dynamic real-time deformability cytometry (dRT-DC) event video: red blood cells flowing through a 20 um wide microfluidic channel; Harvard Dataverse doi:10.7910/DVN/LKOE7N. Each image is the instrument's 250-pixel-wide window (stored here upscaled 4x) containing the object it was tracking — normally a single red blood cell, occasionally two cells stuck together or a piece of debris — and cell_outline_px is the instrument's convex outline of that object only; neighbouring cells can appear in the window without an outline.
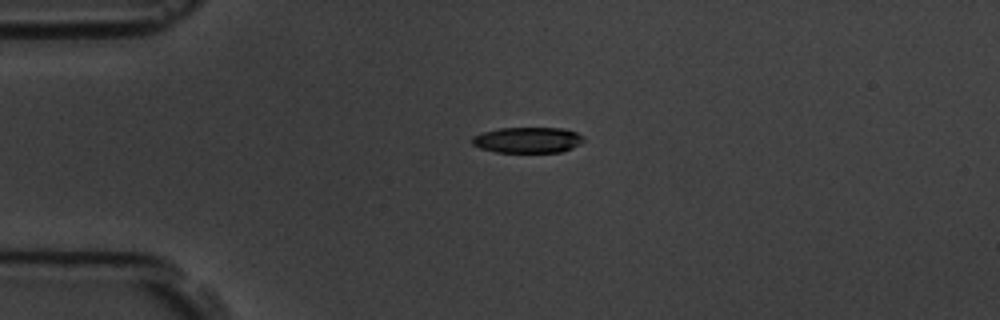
{"species": "common noctule bat (a hibernating species)", "species_latin": "Nyctalus noctula", "temperature_condition": "room temperature", "stored_images_in_passage": 2, "camera_frame_rate_fps": 3000, "um_per_image_px": 0.085, "animal": {"sex": "male", "body_mass_g": 19.5, "forearm_length_mm": 54.6}, "frame": {"image": 1, "passage_image": 1, "time_ms": 0.0, "image_size_px": [1000, 320], "cell_outline_px": [[584, 140], [580, 144], [572, 148], [560, 152], [496, 152], [480, 148], [472, 144], [472, 136], [484, 132], [500, 128], [564, 128], [576, 132], [584, 136]], "centroid_in_image_um": [44.87, 11.9], "position_along_channel_um": 40.1, "area_um2": 16.76}}